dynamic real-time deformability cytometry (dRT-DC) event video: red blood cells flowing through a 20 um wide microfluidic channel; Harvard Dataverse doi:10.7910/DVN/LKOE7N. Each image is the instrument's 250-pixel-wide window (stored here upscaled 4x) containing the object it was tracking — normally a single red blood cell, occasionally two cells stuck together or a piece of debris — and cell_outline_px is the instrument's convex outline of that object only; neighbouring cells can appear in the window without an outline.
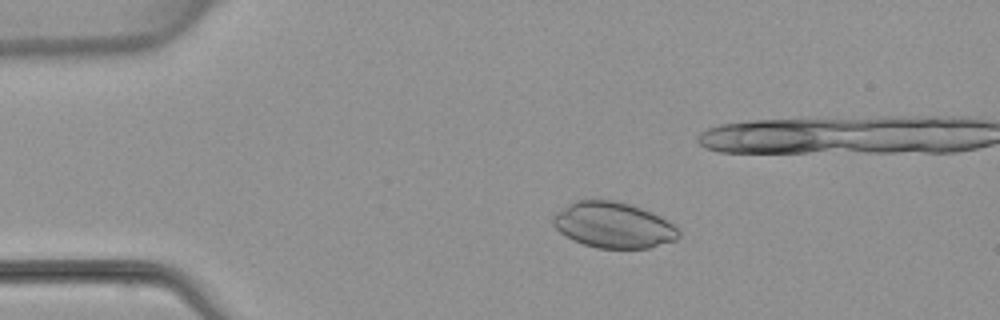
{"species": "common noctule bat (a hibernating species)", "species_latin": "Nyctalus noctula", "temperature_condition": "warm", "stored_images_in_passage": 3, "camera_frame_rate_fps": 3000, "um_per_image_px": 0.085, "animal": {"sex": "female", "body_mass_g": 22.7, "forearm_length_mm": 54.2}, "frame": {"image": 1, "passage_image": 1, "time_ms": 0.0, "image_size_px": [1000, 320], "cell_outline_px": [[680, 236], [676, 240], [648, 248], [596, 248], [572, 240], [564, 236], [552, 224], [552, 216], [568, 204], [576, 200], [612, 200], [628, 204], [652, 212], [676, 224], [680, 232]], "centroid_in_image_um": [52.15, 19.14], "position_along_channel_um": 32.9, "area_um2": 33.64}}